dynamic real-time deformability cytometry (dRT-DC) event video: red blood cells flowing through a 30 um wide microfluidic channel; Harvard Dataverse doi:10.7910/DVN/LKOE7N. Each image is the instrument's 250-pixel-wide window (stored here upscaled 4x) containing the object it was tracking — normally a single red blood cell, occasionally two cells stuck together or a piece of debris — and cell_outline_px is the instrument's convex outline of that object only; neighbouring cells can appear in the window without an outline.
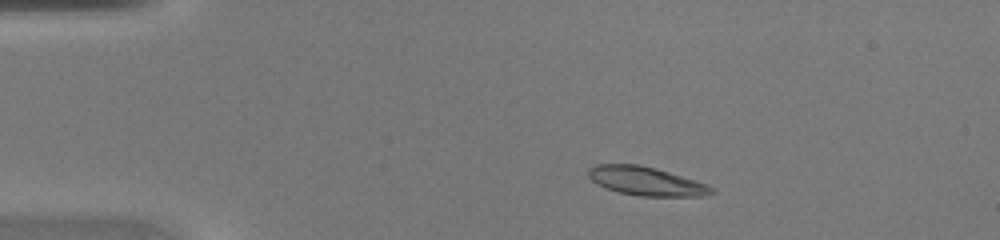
{"species": "common noctule bat (a hibernating species)", "species_latin": "Nyctalus noctula", "temperature_condition": "warm", "stored_images_in_passage": 42, "camera_frame_rate_fps": 3000, "um_per_image_px": 0.085, "animal": {"sex": "female", "body_mass_g": 20.0, "forearm_length_mm": 54.0}, "frame": {"image": 1, "passage_image": 5, "time_ms": 1.333, "image_size_px": [1000, 240], "cell_outline_px": [[716, 192], [708, 196], [640, 196], [616, 192], [596, 184], [588, 176], [588, 168], [596, 164], [640, 164], [656, 168], [708, 184]], "centroid_in_image_um": [54.91, 15.4], "position_along_channel_um": 30.1, "area_um2": 20.81}}
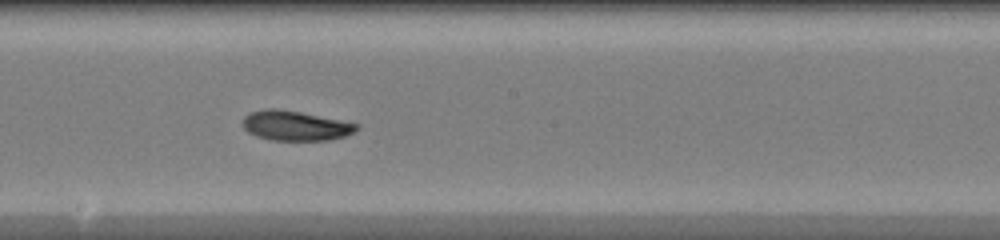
{"frame": {"image": 2, "passage_image": 22, "time_ms": 7.0, "image_size_px": [1000, 240], "cell_outline_px": [[360, 128], [344, 136], [328, 140], [272, 140], [256, 136], [248, 132], [244, 128], [244, 116], [252, 112], [264, 108], [276, 108], [300, 112], [360, 124]], "centroid_in_image_um": [25.11, 10.68], "position_along_channel_um": 223.1, "area_um2": 19.59}}
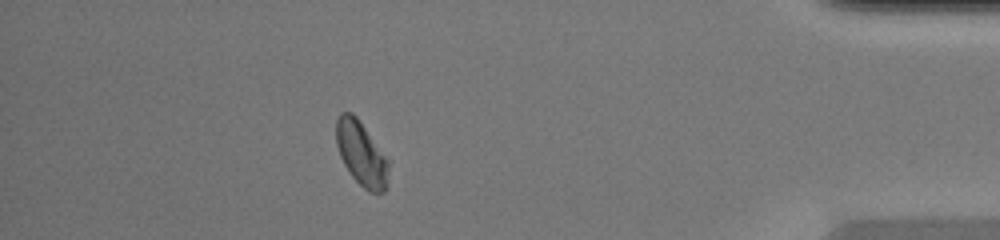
{"frame": {"image": 3, "passage_image": 37, "time_ms": 12.0, "image_size_px": [1000, 240], "cell_outline_px": [[388, 180], [384, 192], [368, 192], [352, 176], [344, 164], [340, 156], [336, 144], [336, 120], [340, 112], [352, 112], [356, 116], [388, 160]], "centroid_in_image_um": [30.69, 13.05], "position_along_channel_um": 404.5, "area_um2": 19.36}}